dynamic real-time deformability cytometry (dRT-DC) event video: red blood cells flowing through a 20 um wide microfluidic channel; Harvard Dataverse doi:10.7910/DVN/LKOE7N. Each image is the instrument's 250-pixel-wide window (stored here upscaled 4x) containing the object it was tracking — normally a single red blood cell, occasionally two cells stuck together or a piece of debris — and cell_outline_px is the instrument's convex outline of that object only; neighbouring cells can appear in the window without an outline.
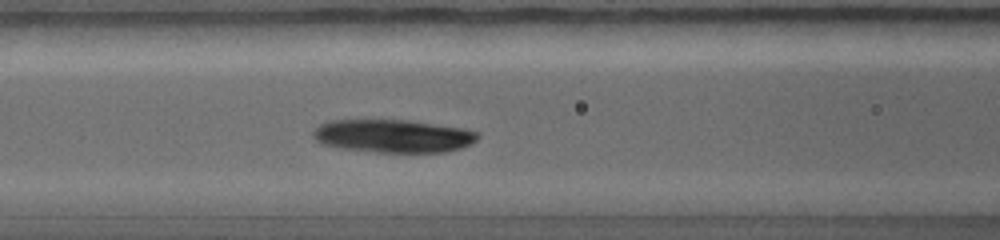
{"species": "common noctule bat (a hibernating species)", "species_latin": "Nyctalus noctula", "temperature_condition": "warm", "stored_images_in_passage": 5, "camera_frame_rate_fps": 5000, "um_per_image_px": 0.085, "animal": {"sex": "female", "body_mass_g": 19.0, "forearm_length_mm": 56.7}, "frame": {"image": 1, "passage_image": 5, "time_ms": 2.2, "image_size_px": [1000, 240], "cell_outline_px": [[480, 136], [472, 144], [448, 152], [376, 152], [340, 148], [320, 144], [312, 136], [312, 132], [320, 124], [332, 120], [408, 120], [464, 128], [480, 132]], "centroid_in_image_um": [33.43, 11.56], "position_along_channel_um": 133.2, "area_um2": 31.96}}